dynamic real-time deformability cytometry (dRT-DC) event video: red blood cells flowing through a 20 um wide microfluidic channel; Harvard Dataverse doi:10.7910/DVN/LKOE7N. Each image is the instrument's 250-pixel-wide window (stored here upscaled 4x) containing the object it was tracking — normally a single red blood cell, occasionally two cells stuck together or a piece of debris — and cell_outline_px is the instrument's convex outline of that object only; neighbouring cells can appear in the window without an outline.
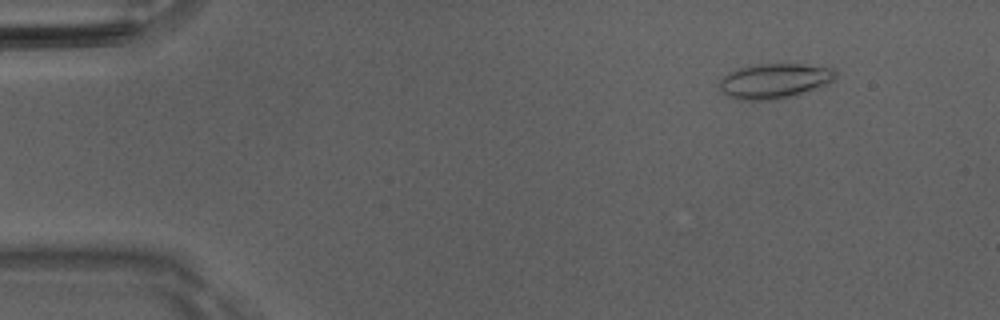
{"species": "Egyptian fruit bat (a non-hibernating species)", "species_latin": "Rousettus aegyptiacus", "temperature_condition": "room temperature", "stored_images_in_passage": 46, "camera_frame_rate_fps": 3000, "um_per_image_px": 0.085, "animal": {"sex": "male"}, "frame": {"image": 1, "passage_image": 1, "time_ms": 0.0, "image_size_px": [1000, 320], "cell_outline_px": [[836, 76], [828, 84], [796, 96], [776, 100], [736, 100], [728, 96], [720, 88], [720, 80], [728, 72], [740, 68], [760, 64], [800, 64], [832, 68], [836, 72]], "centroid_in_image_um": [65.84, 6.9], "position_along_channel_um": 19.2, "area_um2": 23.7}}
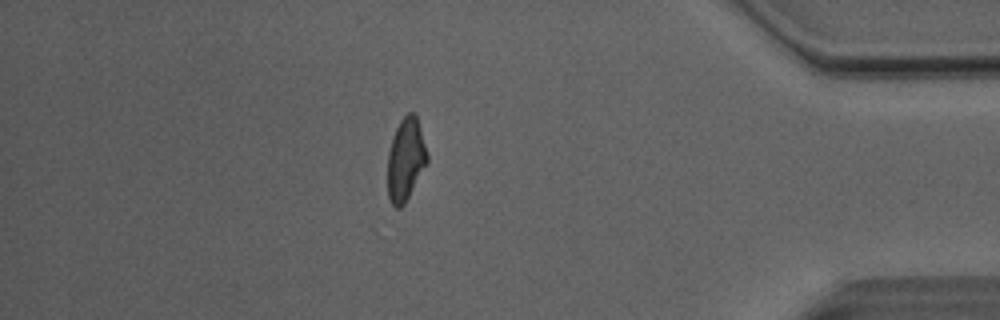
{"frame": {"image": 2, "passage_image": 39, "time_ms": 12.667, "image_size_px": [1000, 320], "cell_outline_px": [[428, 164], [404, 204], [400, 208], [396, 208], [392, 204], [388, 196], [388, 152], [392, 136], [400, 120], [408, 112], [412, 112], [416, 116], [420, 128], [428, 156]], "centroid_in_image_um": [34.48, 13.57], "position_along_channel_um": 400.7, "area_um2": 19.07}}
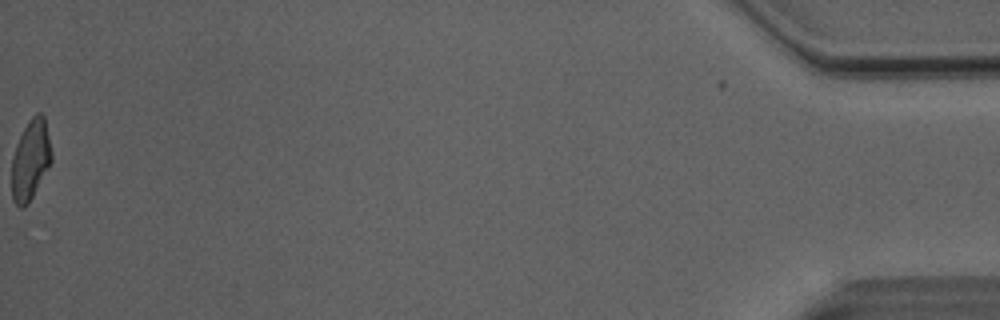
{"frame": {"image": 3, "passage_image": 46, "time_ms": 15.0, "image_size_px": [1000, 320], "cell_outline_px": [[52, 160], [48, 168], [28, 204], [24, 208], [20, 208], [12, 200], [12, 156], [16, 144], [28, 120], [36, 112], [40, 112], [44, 116], [52, 152]], "centroid_in_image_um": [2.59, 13.58], "position_along_channel_um": 432.6, "area_um2": 18.61}, "authors_computed_cell_mechanics": {"area_um2": 19.6231, "velocity_mm_per_s": 4.1096, "shape_relaxation_time_tau1_ms": 7.9287, "shape_relaxation_time_tau2_ms": 1.8941, "deformation_change_tau1": 0.2051, "deformation_change_tau2": 0.0908}}